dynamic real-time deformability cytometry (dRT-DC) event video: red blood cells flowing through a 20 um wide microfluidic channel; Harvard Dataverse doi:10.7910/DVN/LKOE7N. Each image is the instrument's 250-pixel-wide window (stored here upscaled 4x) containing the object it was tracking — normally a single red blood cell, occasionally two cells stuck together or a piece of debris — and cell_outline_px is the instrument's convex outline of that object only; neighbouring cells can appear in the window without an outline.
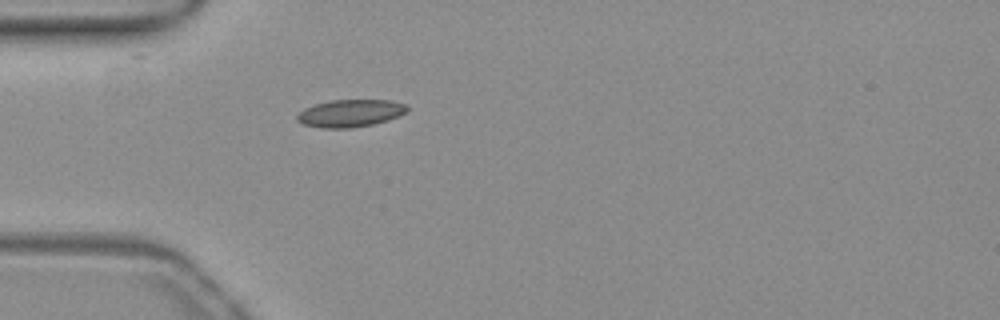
{"species": "common noctule bat (a hibernating species)", "species_latin": "Nyctalus noctula", "temperature_condition": "warm", "stored_images_in_passage": 38, "camera_frame_rate_fps": 3000, "um_per_image_px": 0.085, "animal": {"sex": "female", "body_mass_g": 19.3, "forearm_length_mm": 54.1}, "frame": {"image": 1, "passage_image": 1, "time_ms": 0.0, "image_size_px": [1000, 320], "cell_outline_px": [[408, 112], [388, 120], [372, 124], [352, 128], [320, 128], [304, 124], [296, 120], [296, 116], [304, 108], [328, 100], [392, 100], [408, 104]], "centroid_in_image_um": [29.8, 9.62], "position_along_channel_um": 55.2, "area_um2": 17.74}}
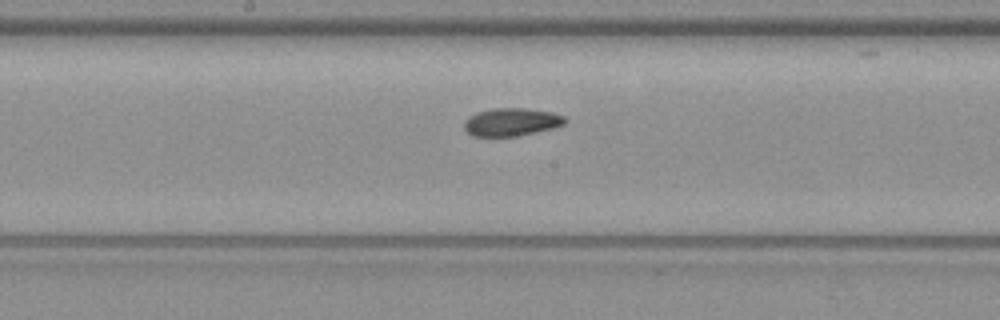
{"frame": {"image": 2, "passage_image": 13, "time_ms": 4.0, "image_size_px": [1000, 320], "cell_outline_px": [[568, 120], [564, 124], [552, 128], [520, 136], [472, 136], [464, 128], [464, 120], [468, 116], [476, 112], [492, 108], [524, 108], [552, 112], [564, 116]], "centroid_in_image_um": [43.46, 10.36], "position_along_channel_um": 204.7, "area_um2": 16.53}}
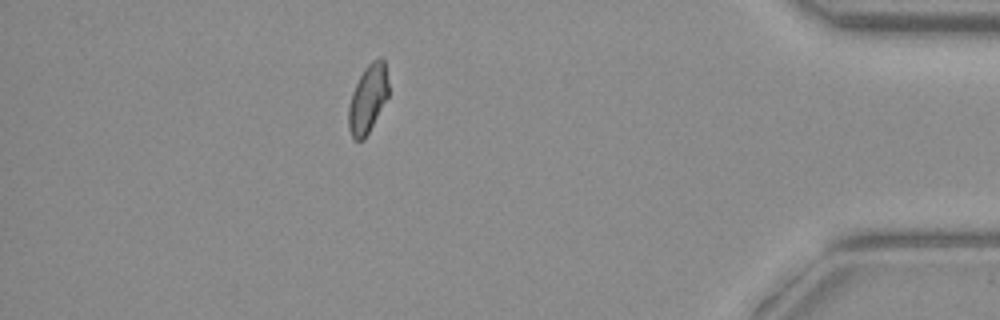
{"frame": {"image": 3, "passage_image": 32, "time_ms": 10.333, "image_size_px": [1000, 320], "cell_outline_px": [[388, 96], [364, 140], [356, 140], [352, 136], [348, 128], [348, 108], [352, 92], [364, 68], [372, 60], [380, 56], [384, 60], [388, 84]], "centroid_in_image_um": [31.26, 8.38], "position_along_channel_um": 403.9, "area_um2": 15.72}, "authors_computed_cell_mechanics": {"area_um2": 16.2707, "velocity_mm_per_s": 3.8925, "shape_relaxation_time_tau1_ms": null, "shape_relaxation_time_tau2_ms": 3.1389, "deformation_change_tau1": null, "deformation_change_tau2": 0.0793}}